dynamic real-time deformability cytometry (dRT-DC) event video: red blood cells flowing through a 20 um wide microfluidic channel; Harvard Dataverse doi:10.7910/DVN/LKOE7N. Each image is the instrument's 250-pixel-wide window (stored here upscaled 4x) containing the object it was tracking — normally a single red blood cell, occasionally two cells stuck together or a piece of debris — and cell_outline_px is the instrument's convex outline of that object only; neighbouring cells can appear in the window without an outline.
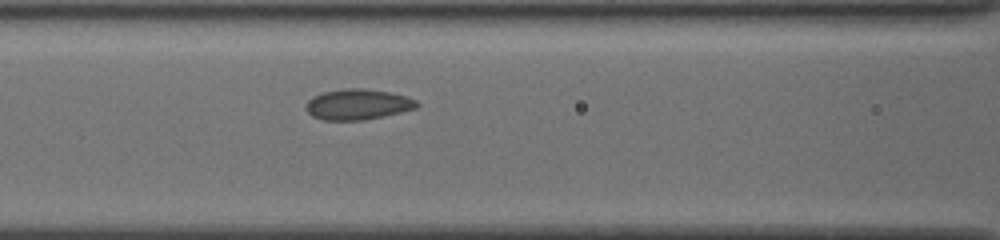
{"species": "common noctule bat (a hibernating species)", "species_latin": "Nyctalus noctula", "temperature_condition": "cold", "stored_images_in_passage": 8, "camera_frame_rate_fps": 3000, "um_per_image_px": 0.085, "animal": {"sex": "female", "body_mass_g": 19.5, "forearm_length_mm": 54.1}, "frame": {"image": 1, "passage_image": 7, "time_ms": 2.0, "image_size_px": [1000, 240], "cell_outline_px": [[420, 104], [416, 108], [400, 112], [364, 120], [324, 120], [312, 116], [308, 112], [308, 100], [312, 96], [324, 92], [344, 88], [360, 88], [388, 92], [404, 96], [416, 100]], "centroid_in_image_um": [30.41, 8.87], "position_along_channel_um": 136.2, "area_um2": 19.48}}